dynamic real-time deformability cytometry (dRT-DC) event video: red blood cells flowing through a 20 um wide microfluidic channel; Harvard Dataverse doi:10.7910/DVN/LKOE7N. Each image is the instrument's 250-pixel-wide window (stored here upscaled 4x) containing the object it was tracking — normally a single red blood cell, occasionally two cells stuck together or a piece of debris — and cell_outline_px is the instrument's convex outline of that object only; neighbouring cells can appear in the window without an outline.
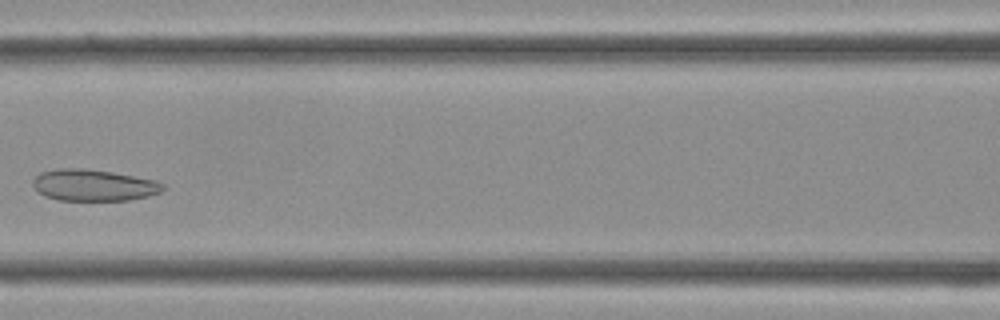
{"species": "Egyptian fruit bat (a non-hibernating species)", "species_latin": "Rousettus aegyptiacus", "temperature_condition": "cold", "stored_images_in_passage": 32, "camera_frame_rate_fps": 3000, "um_per_image_px": 0.085, "frame": {"image": 1, "passage_image": 12, "time_ms": 3.667, "image_size_px": [1000, 320], "cell_outline_px": [[168, 188], [160, 192], [148, 196], [128, 200], [60, 200], [44, 196], [36, 192], [32, 184], [32, 180], [40, 172], [60, 168], [84, 168], [112, 172], [156, 180], [164, 184]], "centroid_in_image_um": [7.95, 15.74], "position_along_channel_um": 158.7, "area_um2": 24.1}}
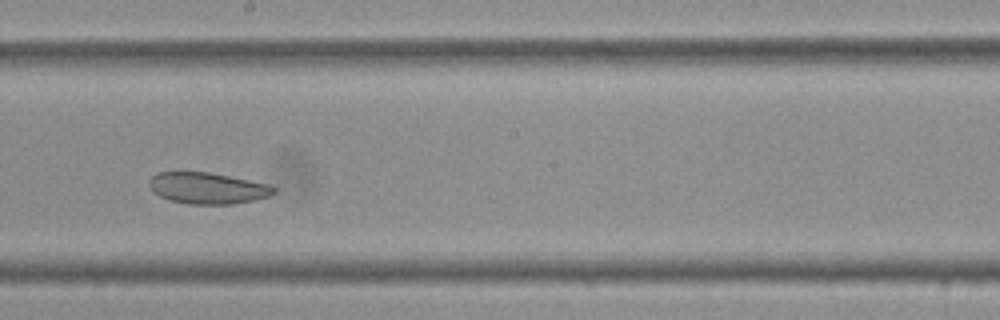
{"frame": {"image": 2, "passage_image": 16, "time_ms": 5.0, "image_size_px": [1000, 320], "cell_outline_px": [[276, 192], [268, 196], [256, 200], [232, 204], [188, 204], [168, 200], [152, 192], [148, 184], [152, 176], [156, 172], [208, 172], [268, 184], [276, 188]], "centroid_in_image_um": [17.61, 16.0], "position_along_channel_um": 230.6, "area_um2": 22.77}}
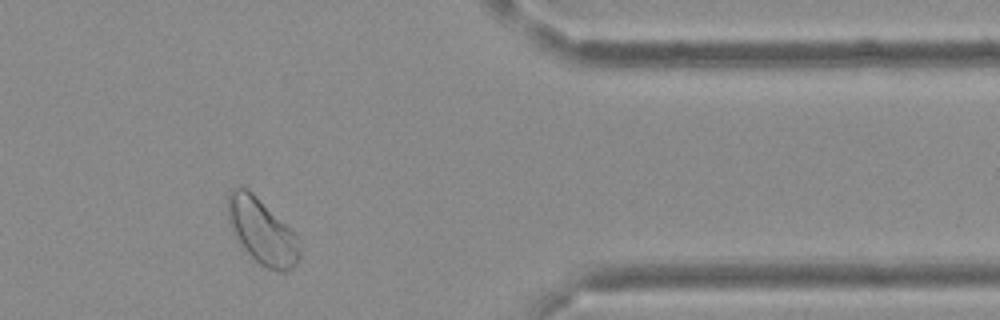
{"frame": {"image": 3, "passage_image": 26, "time_ms": 8.333, "image_size_px": [1000, 320], "cell_outline_px": [[300, 256], [296, 264], [292, 268], [284, 272], [280, 272], [268, 268], [260, 264], [244, 248], [236, 236], [228, 220], [228, 192], [236, 184], [248, 188], [296, 236], [300, 244]], "centroid_in_image_um": [22.25, 19.65], "position_along_channel_um": 389.2, "area_um2": 26.76}}